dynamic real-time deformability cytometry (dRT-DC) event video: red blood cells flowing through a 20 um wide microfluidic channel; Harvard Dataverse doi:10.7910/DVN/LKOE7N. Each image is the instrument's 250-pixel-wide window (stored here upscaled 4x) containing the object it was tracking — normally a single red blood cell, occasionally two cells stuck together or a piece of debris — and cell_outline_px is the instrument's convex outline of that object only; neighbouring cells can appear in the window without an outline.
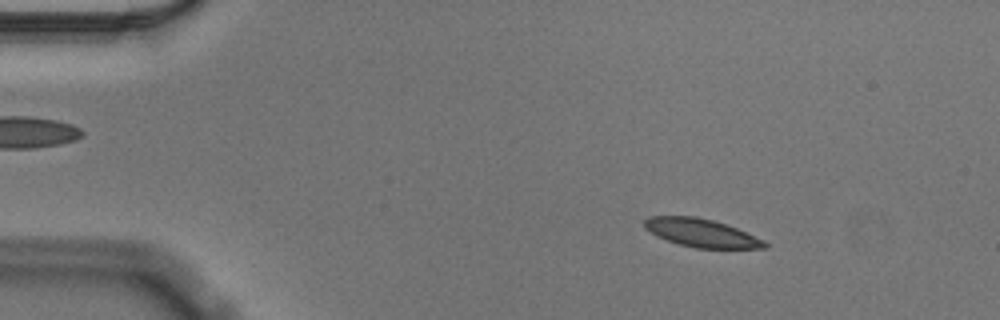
{"species": "Egyptian fruit bat (a non-hibernating species)", "species_latin": "Rousettus aegyptiacus", "temperature_condition": "cold", "stored_images_in_passage": 56, "camera_frame_rate_fps": 3000, "um_per_image_px": 0.085, "animal": {"sex": "male"}, "frame": {"image": 1, "passage_image": 8, "time_ms": 2.333, "image_size_px": [1000, 320], "cell_outline_px": [[768, 248], [696, 248], [680, 244], [656, 236], [644, 228], [644, 220], [648, 216], [696, 216], [712, 220], [736, 228], [764, 240], [768, 244]], "centroid_in_image_um": [59.59, 19.79], "position_along_channel_um": 25.4, "area_um2": 19.59}}
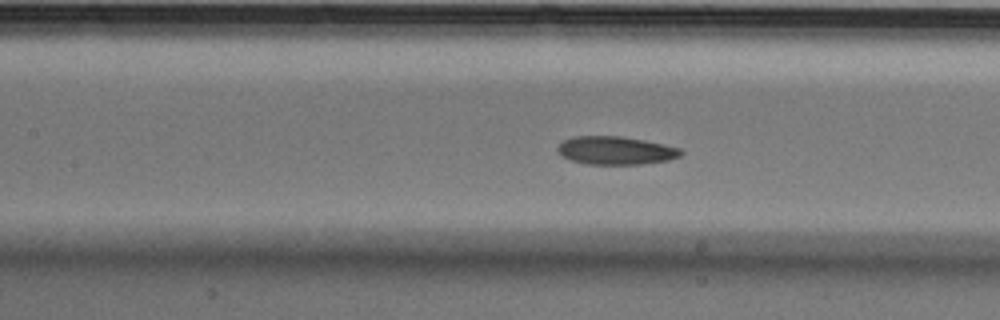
{"frame": {"image": 2, "passage_image": 25, "time_ms": 8.0, "image_size_px": [1000, 320], "cell_outline_px": [[684, 152], [680, 156], [668, 160], [640, 164], [588, 164], [572, 160], [560, 156], [556, 148], [564, 140], [572, 136], [620, 136], [644, 140], [664, 144], [680, 148]], "centroid_in_image_um": [52.32, 12.78], "position_along_channel_um": 155.1, "area_um2": 20.23}}
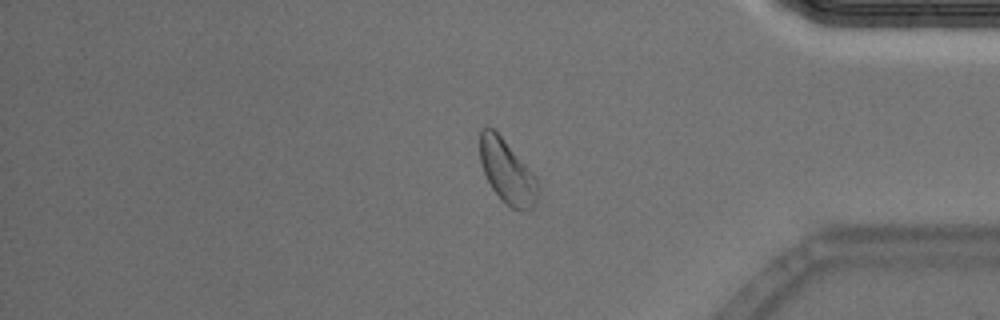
{"frame": {"image": 3, "passage_image": 47, "time_ms": 15.333, "image_size_px": [1000, 320], "cell_outline_px": [[540, 188], [536, 204], [528, 212], [512, 208], [504, 204], [492, 188], [484, 172], [480, 160], [480, 128], [488, 124], [500, 136], [536, 176]], "centroid_in_image_um": [43.13, 14.63], "position_along_channel_um": 392.1, "area_um2": 21.68}, "authors_computed_cell_mechanics": {"area_um2": 20.7502, "velocity_mm_per_s": 3.5281, "shape_relaxation_time_tau1_ms": 6.3642, "shape_relaxation_time_tau2_ms": null, "deformation_change_tau1": 0.1184, "deformation_change_tau2": null}}